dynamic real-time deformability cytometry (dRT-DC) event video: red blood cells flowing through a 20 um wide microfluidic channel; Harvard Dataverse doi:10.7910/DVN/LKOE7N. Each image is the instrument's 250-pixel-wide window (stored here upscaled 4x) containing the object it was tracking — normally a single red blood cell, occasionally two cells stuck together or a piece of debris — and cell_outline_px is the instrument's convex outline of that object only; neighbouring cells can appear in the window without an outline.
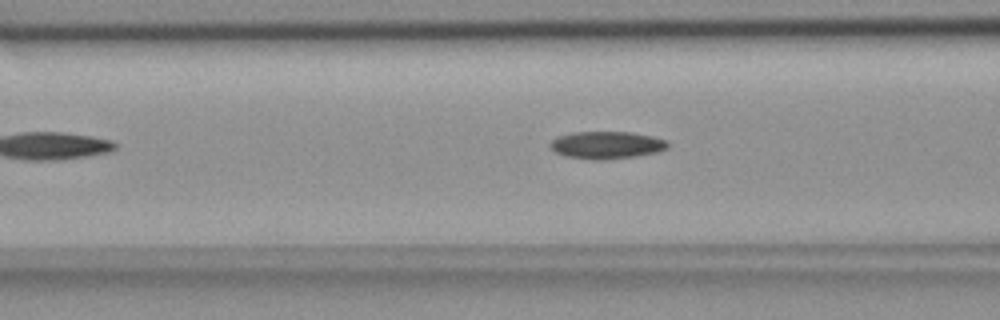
{"species": "common noctule bat (a hibernating species)", "species_latin": "Nyctalus noctula", "temperature_condition": "room temperature", "stored_images_in_passage": 48, "camera_frame_rate_fps": 3000, "um_per_image_px": 0.085, "animal": {"sex": "female", "body_mass_g": 18.4}, "frame": {"image": 1, "passage_image": 14, "time_ms": 4.333, "image_size_px": [1000, 320], "cell_outline_px": [[668, 148], [656, 152], [636, 156], [596, 160], [568, 156], [556, 152], [548, 144], [556, 136], [572, 132], [632, 132], [652, 136], [668, 140]], "centroid_in_image_um": [51.57, 12.31], "position_along_channel_um": 115.0, "area_um2": 18.67}}
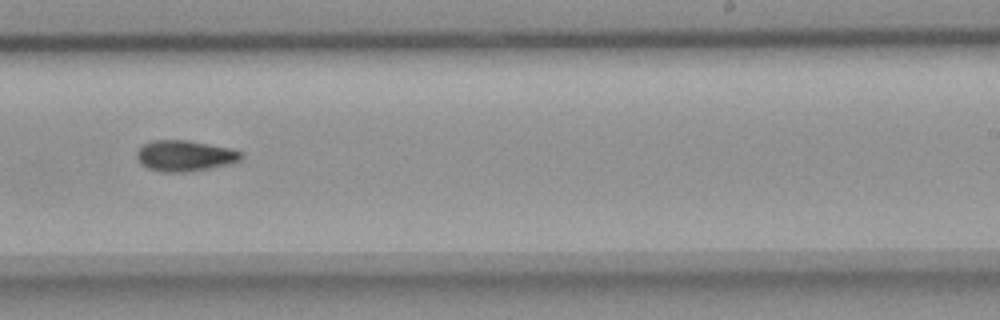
{"frame": {"image": 2, "passage_image": 27, "time_ms": 8.667, "image_size_px": [1000, 320], "cell_outline_px": [[244, 156], [240, 160], [228, 164], [208, 168], [184, 172], [160, 172], [148, 168], [140, 164], [136, 156], [136, 152], [144, 144], [152, 140], [188, 140], [228, 148], [240, 152]], "centroid_in_image_um": [15.66, 13.24], "position_along_channel_um": 273.3, "area_um2": 18.61}}
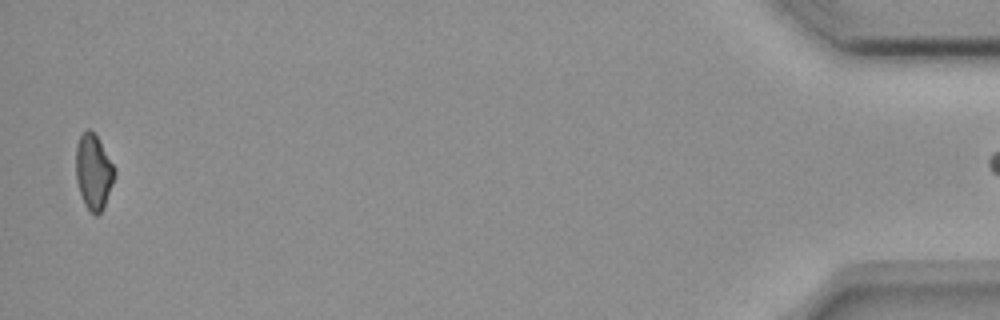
{"frame": {"image": 3, "passage_image": 47, "time_ms": 15.333, "image_size_px": [1000, 320], "cell_outline_px": [[116, 172], [104, 208], [96, 216], [84, 204], [76, 180], [76, 144], [80, 136], [88, 128], [96, 136], [116, 168]], "centroid_in_image_um": [7.95, 14.61], "position_along_channel_um": 427.2, "area_um2": 16.76}}